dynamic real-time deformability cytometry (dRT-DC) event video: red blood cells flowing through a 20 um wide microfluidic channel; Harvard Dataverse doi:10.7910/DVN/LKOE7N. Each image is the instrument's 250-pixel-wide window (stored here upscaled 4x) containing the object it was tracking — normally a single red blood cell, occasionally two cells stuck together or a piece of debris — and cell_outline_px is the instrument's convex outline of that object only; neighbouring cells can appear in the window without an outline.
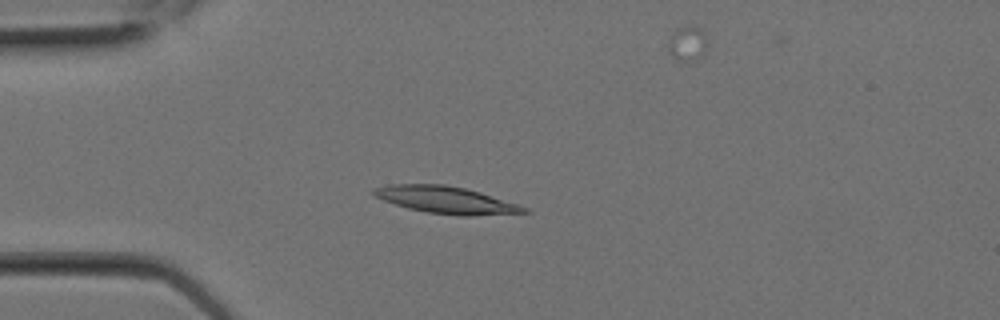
{"species": "Egyptian fruit bat (a non-hibernating species)", "species_latin": "Rousettus aegyptiacus", "temperature_condition": "room temperature", "stored_images_in_passage": 2, "camera_frame_rate_fps": 3000, "um_per_image_px": 0.085, "animal": {"sex": "female"}, "frame": {"image": 1, "passage_image": 1, "time_ms": 0.0, "image_size_px": [1000, 320], "cell_outline_px": [[532, 212], [472, 216], [460, 216], [428, 212], [408, 208], [384, 200], [376, 196], [372, 192], [372, 188], [388, 184], [444, 184], [464, 188], [480, 192], [528, 208]], "centroid_in_image_um": [37.92, 16.99], "position_along_channel_um": 47.1, "area_um2": 23.52}}